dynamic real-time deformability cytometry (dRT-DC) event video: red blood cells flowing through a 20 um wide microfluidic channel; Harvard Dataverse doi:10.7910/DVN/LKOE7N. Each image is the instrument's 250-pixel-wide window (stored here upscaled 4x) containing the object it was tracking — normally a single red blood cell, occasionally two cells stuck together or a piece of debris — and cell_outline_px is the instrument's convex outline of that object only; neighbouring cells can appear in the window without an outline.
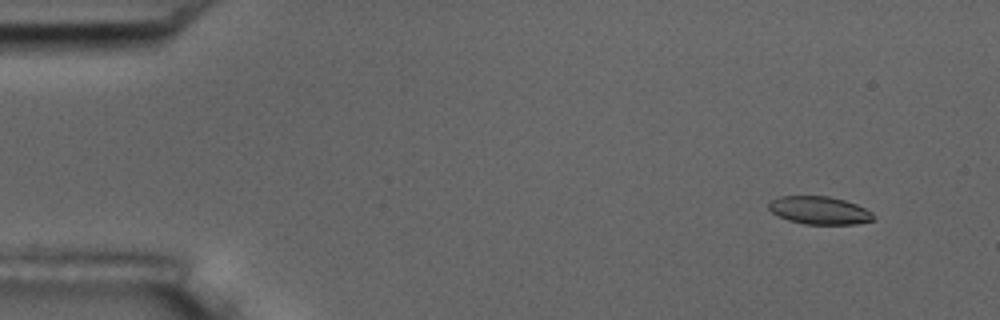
{"species": "common noctule bat (a hibernating species)", "species_latin": "Nyctalus noctula", "temperature_condition": "room temperature", "stored_images_in_passage": 11, "camera_frame_rate_fps": 3000, "um_per_image_px": 0.085, "animal": {"sex": "male", "body_mass_g": 17.5, "forearm_length_mm": 52.3}, "frame": {"image": 1, "passage_image": 2, "time_ms": 1.333, "image_size_px": [1000, 320], "cell_outline_px": [[876, 220], [856, 224], [804, 224], [788, 220], [772, 212], [768, 208], [768, 204], [772, 200], [780, 196], [828, 196], [844, 200], [856, 204], [872, 212], [876, 216]], "centroid_in_image_um": [69.69, 17.88], "position_along_channel_um": 15.3, "area_um2": 17.05}}
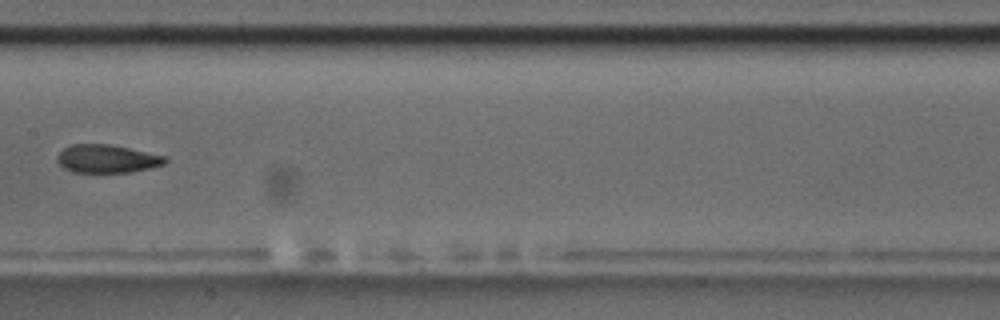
{"frame": {"image": 2, "passage_image": 8, "time_ms": 9.333, "image_size_px": [1000, 320], "cell_outline_px": [[168, 160], [164, 164], [132, 172], [72, 172], [64, 168], [56, 160], [56, 156], [64, 148], [72, 144], [112, 144], [168, 156]], "centroid_in_image_um": [9.11, 13.48], "position_along_channel_um": 198.3, "area_um2": 17.86}}
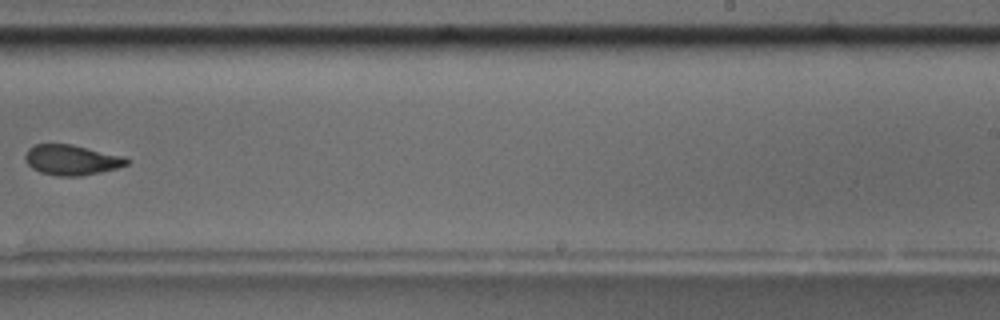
{"frame": {"image": 3, "passage_image": 10, "time_ms": 11.667, "image_size_px": [1000, 320], "cell_outline_px": [[132, 160], [128, 164], [116, 168], [100, 172], [80, 176], [56, 176], [40, 172], [32, 168], [28, 164], [24, 156], [28, 148], [32, 144], [72, 144], [124, 156]], "centroid_in_image_um": [6.09, 13.59], "position_along_channel_um": 282.9, "area_um2": 18.03}}